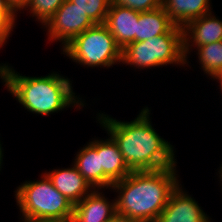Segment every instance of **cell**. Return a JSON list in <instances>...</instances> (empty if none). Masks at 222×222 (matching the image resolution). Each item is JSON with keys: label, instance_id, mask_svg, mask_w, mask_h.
Returning a JSON list of instances; mask_svg holds the SVG:
<instances>
[{"label": "cell", "instance_id": "obj_20", "mask_svg": "<svg viewBox=\"0 0 222 222\" xmlns=\"http://www.w3.org/2000/svg\"><path fill=\"white\" fill-rule=\"evenodd\" d=\"M111 3L138 12H146L162 6V0H111Z\"/></svg>", "mask_w": 222, "mask_h": 222}, {"label": "cell", "instance_id": "obj_2", "mask_svg": "<svg viewBox=\"0 0 222 222\" xmlns=\"http://www.w3.org/2000/svg\"><path fill=\"white\" fill-rule=\"evenodd\" d=\"M175 167L152 171H132L112 184L116 212L142 222H155L173 190L180 183Z\"/></svg>", "mask_w": 222, "mask_h": 222}, {"label": "cell", "instance_id": "obj_7", "mask_svg": "<svg viewBox=\"0 0 222 222\" xmlns=\"http://www.w3.org/2000/svg\"><path fill=\"white\" fill-rule=\"evenodd\" d=\"M95 23L70 0H65L61 7L43 26L47 30L48 40L59 41L62 49L77 35L91 28Z\"/></svg>", "mask_w": 222, "mask_h": 222}, {"label": "cell", "instance_id": "obj_5", "mask_svg": "<svg viewBox=\"0 0 222 222\" xmlns=\"http://www.w3.org/2000/svg\"><path fill=\"white\" fill-rule=\"evenodd\" d=\"M121 63L135 69L186 64L184 56L183 28L174 26L167 34L152 39L131 42L122 49Z\"/></svg>", "mask_w": 222, "mask_h": 222}, {"label": "cell", "instance_id": "obj_12", "mask_svg": "<svg viewBox=\"0 0 222 222\" xmlns=\"http://www.w3.org/2000/svg\"><path fill=\"white\" fill-rule=\"evenodd\" d=\"M138 20V11L111 3L104 25L123 49L127 44L135 42Z\"/></svg>", "mask_w": 222, "mask_h": 222}, {"label": "cell", "instance_id": "obj_4", "mask_svg": "<svg viewBox=\"0 0 222 222\" xmlns=\"http://www.w3.org/2000/svg\"><path fill=\"white\" fill-rule=\"evenodd\" d=\"M42 180L25 181L15 192L21 218L32 221L71 222L74 204L62 195L44 172Z\"/></svg>", "mask_w": 222, "mask_h": 222}, {"label": "cell", "instance_id": "obj_24", "mask_svg": "<svg viewBox=\"0 0 222 222\" xmlns=\"http://www.w3.org/2000/svg\"><path fill=\"white\" fill-rule=\"evenodd\" d=\"M108 222H142L116 213Z\"/></svg>", "mask_w": 222, "mask_h": 222}, {"label": "cell", "instance_id": "obj_17", "mask_svg": "<svg viewBox=\"0 0 222 222\" xmlns=\"http://www.w3.org/2000/svg\"><path fill=\"white\" fill-rule=\"evenodd\" d=\"M203 72L211 77L222 72V40L195 48Z\"/></svg>", "mask_w": 222, "mask_h": 222}, {"label": "cell", "instance_id": "obj_13", "mask_svg": "<svg viewBox=\"0 0 222 222\" xmlns=\"http://www.w3.org/2000/svg\"><path fill=\"white\" fill-rule=\"evenodd\" d=\"M70 168L53 169L45 172L54 187L74 205L90 194L94 188L73 165Z\"/></svg>", "mask_w": 222, "mask_h": 222}, {"label": "cell", "instance_id": "obj_25", "mask_svg": "<svg viewBox=\"0 0 222 222\" xmlns=\"http://www.w3.org/2000/svg\"><path fill=\"white\" fill-rule=\"evenodd\" d=\"M217 80V82L219 81V83H220V88H221V90H222V72L221 73H218V74H216L214 77H213V80ZM222 92V91H221Z\"/></svg>", "mask_w": 222, "mask_h": 222}, {"label": "cell", "instance_id": "obj_23", "mask_svg": "<svg viewBox=\"0 0 222 222\" xmlns=\"http://www.w3.org/2000/svg\"><path fill=\"white\" fill-rule=\"evenodd\" d=\"M7 2L17 13L18 11H22V9L24 11L30 0H7Z\"/></svg>", "mask_w": 222, "mask_h": 222}, {"label": "cell", "instance_id": "obj_28", "mask_svg": "<svg viewBox=\"0 0 222 222\" xmlns=\"http://www.w3.org/2000/svg\"><path fill=\"white\" fill-rule=\"evenodd\" d=\"M23 222H45V221H32V220H27V219H22Z\"/></svg>", "mask_w": 222, "mask_h": 222}, {"label": "cell", "instance_id": "obj_27", "mask_svg": "<svg viewBox=\"0 0 222 222\" xmlns=\"http://www.w3.org/2000/svg\"><path fill=\"white\" fill-rule=\"evenodd\" d=\"M218 173H219L220 181L222 182V164H221V166H220V169H219ZM221 184H222V183H221ZM221 186H222V185H221Z\"/></svg>", "mask_w": 222, "mask_h": 222}, {"label": "cell", "instance_id": "obj_11", "mask_svg": "<svg viewBox=\"0 0 222 222\" xmlns=\"http://www.w3.org/2000/svg\"><path fill=\"white\" fill-rule=\"evenodd\" d=\"M100 190L94 189L74 205L71 222H108L117 213L115 198L107 200Z\"/></svg>", "mask_w": 222, "mask_h": 222}, {"label": "cell", "instance_id": "obj_10", "mask_svg": "<svg viewBox=\"0 0 222 222\" xmlns=\"http://www.w3.org/2000/svg\"><path fill=\"white\" fill-rule=\"evenodd\" d=\"M222 40V20H219L212 12L190 21L183 27L184 56L186 64L190 49L211 44Z\"/></svg>", "mask_w": 222, "mask_h": 222}, {"label": "cell", "instance_id": "obj_22", "mask_svg": "<svg viewBox=\"0 0 222 222\" xmlns=\"http://www.w3.org/2000/svg\"><path fill=\"white\" fill-rule=\"evenodd\" d=\"M0 17H17V13L8 4L7 0H0Z\"/></svg>", "mask_w": 222, "mask_h": 222}, {"label": "cell", "instance_id": "obj_9", "mask_svg": "<svg viewBox=\"0 0 222 222\" xmlns=\"http://www.w3.org/2000/svg\"><path fill=\"white\" fill-rule=\"evenodd\" d=\"M100 155L103 169V189H110L112 184L120 181L132 171L126 164L114 139L109 135L105 140L94 138L88 142Z\"/></svg>", "mask_w": 222, "mask_h": 222}, {"label": "cell", "instance_id": "obj_26", "mask_svg": "<svg viewBox=\"0 0 222 222\" xmlns=\"http://www.w3.org/2000/svg\"><path fill=\"white\" fill-rule=\"evenodd\" d=\"M3 149H2V145H1V141H0V171H1V169H2V162H3Z\"/></svg>", "mask_w": 222, "mask_h": 222}, {"label": "cell", "instance_id": "obj_1", "mask_svg": "<svg viewBox=\"0 0 222 222\" xmlns=\"http://www.w3.org/2000/svg\"><path fill=\"white\" fill-rule=\"evenodd\" d=\"M150 108L144 107L130 121L98 113L97 121L116 144L131 171H152L177 166L173 145L152 127Z\"/></svg>", "mask_w": 222, "mask_h": 222}, {"label": "cell", "instance_id": "obj_21", "mask_svg": "<svg viewBox=\"0 0 222 222\" xmlns=\"http://www.w3.org/2000/svg\"><path fill=\"white\" fill-rule=\"evenodd\" d=\"M17 17H0V48L6 44L15 27Z\"/></svg>", "mask_w": 222, "mask_h": 222}, {"label": "cell", "instance_id": "obj_3", "mask_svg": "<svg viewBox=\"0 0 222 222\" xmlns=\"http://www.w3.org/2000/svg\"><path fill=\"white\" fill-rule=\"evenodd\" d=\"M0 65V79L5 88L27 111L49 115L68 107L86 104L73 91L72 81L57 72L41 77L22 75L8 64ZM76 95V96H75Z\"/></svg>", "mask_w": 222, "mask_h": 222}, {"label": "cell", "instance_id": "obj_8", "mask_svg": "<svg viewBox=\"0 0 222 222\" xmlns=\"http://www.w3.org/2000/svg\"><path fill=\"white\" fill-rule=\"evenodd\" d=\"M187 193L179 183L155 222H211L212 218Z\"/></svg>", "mask_w": 222, "mask_h": 222}, {"label": "cell", "instance_id": "obj_6", "mask_svg": "<svg viewBox=\"0 0 222 222\" xmlns=\"http://www.w3.org/2000/svg\"><path fill=\"white\" fill-rule=\"evenodd\" d=\"M63 54L84 67H107L122 64V49L104 24H95L77 35L63 49Z\"/></svg>", "mask_w": 222, "mask_h": 222}, {"label": "cell", "instance_id": "obj_19", "mask_svg": "<svg viewBox=\"0 0 222 222\" xmlns=\"http://www.w3.org/2000/svg\"><path fill=\"white\" fill-rule=\"evenodd\" d=\"M87 14L95 24H104L111 0H70Z\"/></svg>", "mask_w": 222, "mask_h": 222}, {"label": "cell", "instance_id": "obj_16", "mask_svg": "<svg viewBox=\"0 0 222 222\" xmlns=\"http://www.w3.org/2000/svg\"><path fill=\"white\" fill-rule=\"evenodd\" d=\"M73 164L94 189L103 190L100 155L89 143L77 152Z\"/></svg>", "mask_w": 222, "mask_h": 222}, {"label": "cell", "instance_id": "obj_15", "mask_svg": "<svg viewBox=\"0 0 222 222\" xmlns=\"http://www.w3.org/2000/svg\"><path fill=\"white\" fill-rule=\"evenodd\" d=\"M174 26L175 24L170 20L162 6L150 11L139 12L135 42L167 34Z\"/></svg>", "mask_w": 222, "mask_h": 222}, {"label": "cell", "instance_id": "obj_14", "mask_svg": "<svg viewBox=\"0 0 222 222\" xmlns=\"http://www.w3.org/2000/svg\"><path fill=\"white\" fill-rule=\"evenodd\" d=\"M211 0H162L166 11L175 26L183 28L190 21L212 12Z\"/></svg>", "mask_w": 222, "mask_h": 222}, {"label": "cell", "instance_id": "obj_18", "mask_svg": "<svg viewBox=\"0 0 222 222\" xmlns=\"http://www.w3.org/2000/svg\"><path fill=\"white\" fill-rule=\"evenodd\" d=\"M65 0H30L26 10L44 26Z\"/></svg>", "mask_w": 222, "mask_h": 222}]
</instances>
